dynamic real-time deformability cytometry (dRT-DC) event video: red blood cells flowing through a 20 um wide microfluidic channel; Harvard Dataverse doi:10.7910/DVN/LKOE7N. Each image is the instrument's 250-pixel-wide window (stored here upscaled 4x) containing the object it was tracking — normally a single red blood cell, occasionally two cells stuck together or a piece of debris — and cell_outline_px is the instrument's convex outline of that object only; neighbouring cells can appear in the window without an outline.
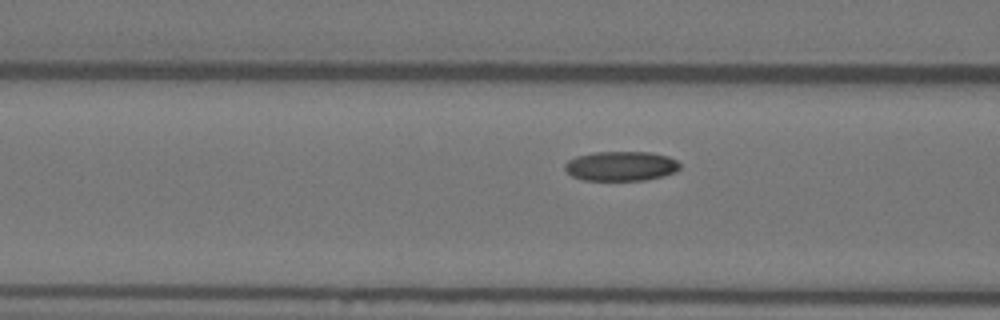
{"species": "Egyptian fruit bat (a non-hibernating species)", "species_latin": "Rousettus aegyptiacus", "temperature_condition": "warm", "stored_images_in_passage": 30, "camera_frame_rate_fps": 3000, "um_per_image_px": 0.085, "animal": {"sex": "female"}, "frame": {"image": 1, "passage_image": 6, "time_ms": 1.667, "image_size_px": [1000, 320], "cell_outline_px": [[680, 168], [676, 172], [644, 180], [584, 180], [572, 176], [564, 168], [564, 164], [568, 160], [576, 156], [592, 152], [652, 152], [668, 156], [676, 160], [680, 164]], "centroid_in_image_um": [52.77, 14.11], "position_along_channel_um": 113.8, "area_um2": 19.88}}
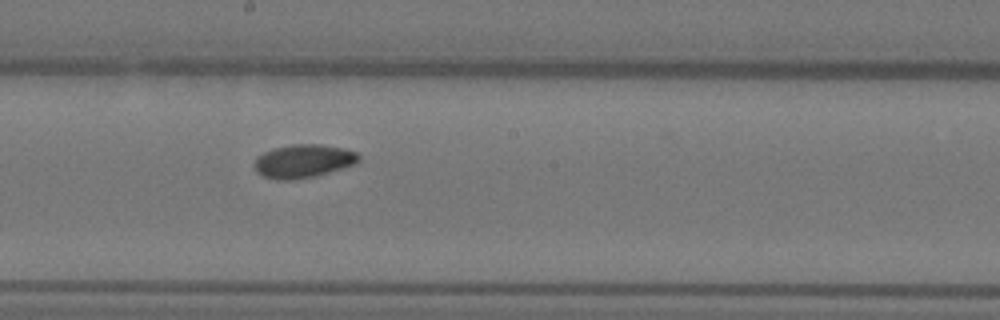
{"frame": {"image": 2, "passage_image": 15, "time_ms": 4.667, "image_size_px": [1000, 320], "cell_outline_px": [[360, 160], [356, 164], [316, 176], [292, 180], [276, 180], [264, 176], [256, 172], [252, 164], [256, 156], [272, 148], [292, 144], [320, 144], [344, 148], [356, 152], [360, 156]], "centroid_in_image_um": [25.76, 13.69], "position_along_channel_um": 222.4, "area_um2": 20.63}}
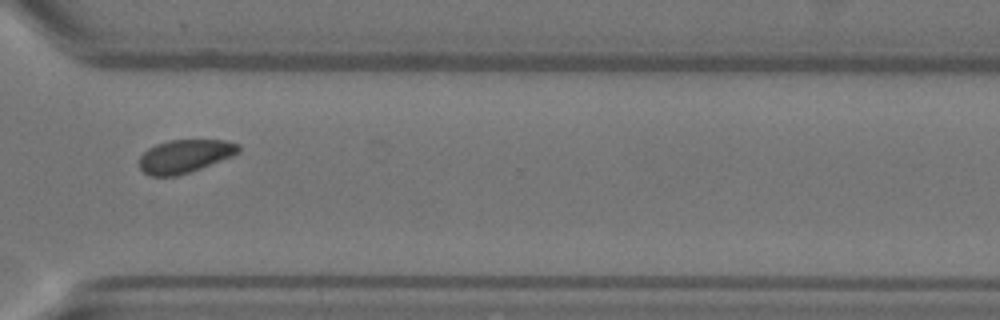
{"frame": {"image": 3, "passage_image": 26, "time_ms": 8.333, "image_size_px": [1000, 320], "cell_outline_px": [[240, 152], [232, 156], [200, 168], [176, 176], [148, 176], [140, 168], [140, 156], [148, 148], [156, 144], [168, 140], [224, 140], [240, 144]], "centroid_in_image_um": [15.7, 13.26], "position_along_channel_um": 354.9, "area_um2": 19.13}, "authors_computed_cell_mechanics": {"area_um2": 19.8543, "velocity_mm_per_s": 3.6191, "shape_relaxation_time_tau1_ms": 5.3968, "shape_relaxation_time_tau2_ms": 7.9977, "deformation_change_tau1": 0.1265, "deformation_change_tau2": 0.0854}}